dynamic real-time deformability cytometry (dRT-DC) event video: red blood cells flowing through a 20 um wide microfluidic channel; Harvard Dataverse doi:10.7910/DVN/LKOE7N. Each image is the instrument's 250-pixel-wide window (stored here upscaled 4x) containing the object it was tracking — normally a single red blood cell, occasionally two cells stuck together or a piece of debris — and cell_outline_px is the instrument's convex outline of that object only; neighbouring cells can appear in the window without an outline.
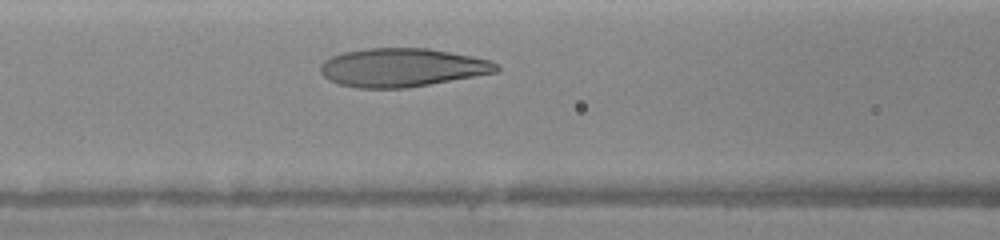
{"species": "human", "species_latin": "Homo sapiens", "temperature_condition": "warm", "stored_images_in_passage": 8, "camera_frame_rate_fps": 3000, "um_per_image_px": 0.085, "donor": {"sex": "female"}, "frame": {"image": 1, "passage_image": 8, "time_ms": 2.333, "image_size_px": [1000, 240], "cell_outline_px": [[500, 68], [496, 72], [408, 88], [360, 88], [340, 84], [328, 80], [320, 72], [320, 64], [324, 60], [332, 56], [344, 52], [364, 48], [428, 48], [472, 56], [492, 60]], "centroid_in_image_um": [34.15, 5.73], "position_along_channel_um": 132.4, "area_um2": 39.48}}